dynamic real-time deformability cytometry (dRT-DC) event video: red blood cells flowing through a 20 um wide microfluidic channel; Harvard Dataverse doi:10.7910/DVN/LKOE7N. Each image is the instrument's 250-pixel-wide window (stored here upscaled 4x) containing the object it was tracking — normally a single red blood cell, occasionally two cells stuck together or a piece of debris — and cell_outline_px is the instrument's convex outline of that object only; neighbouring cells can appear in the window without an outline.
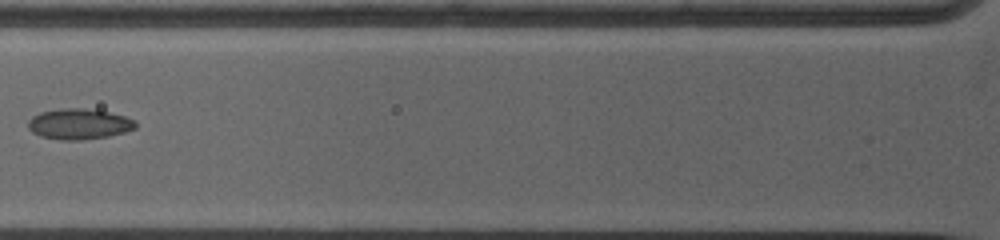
{"species": "common noctule bat (a hibernating species)", "species_latin": "Nyctalus noctula", "temperature_condition": "warm", "stored_images_in_passage": 5, "camera_frame_rate_fps": 5000, "um_per_image_px": 0.085, "animal": {"sex": "female", "body_mass_g": 19.0, "forearm_length_mm": 53.3}, "frame": {"image": 1, "passage_image": 4, "time_ms": 3.4, "image_size_px": [1000, 240], "cell_outline_px": [[136, 128], [124, 132], [108, 136], [84, 140], [60, 140], [40, 136], [32, 132], [28, 128], [28, 120], [32, 116], [40, 112], [60, 108], [84, 108], [108, 112], [124, 116], [136, 120]], "centroid_in_image_um": [6.7, 10.54], "position_along_channel_um": 119.1, "area_um2": 19.31}}
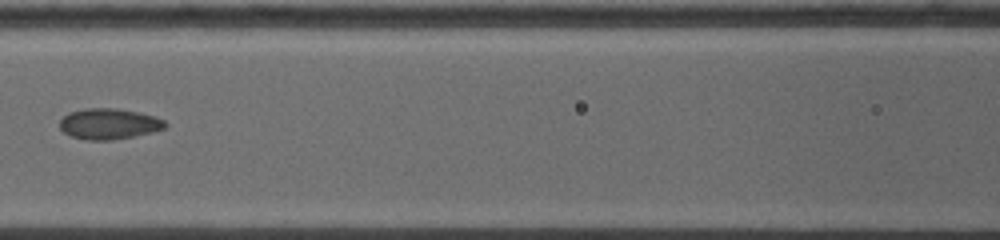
{"frame": {"image": 2, "passage_image": 5, "time_ms": 4.4, "image_size_px": [1000, 240], "cell_outline_px": [[168, 124], [164, 128], [152, 132], [112, 140], [84, 140], [72, 136], [64, 132], [60, 128], [60, 120], [68, 112], [88, 108], [116, 108], [156, 116], [164, 120]], "centroid_in_image_um": [9.25, 10.52], "position_along_channel_um": 157.3, "area_um2": 18.84}}